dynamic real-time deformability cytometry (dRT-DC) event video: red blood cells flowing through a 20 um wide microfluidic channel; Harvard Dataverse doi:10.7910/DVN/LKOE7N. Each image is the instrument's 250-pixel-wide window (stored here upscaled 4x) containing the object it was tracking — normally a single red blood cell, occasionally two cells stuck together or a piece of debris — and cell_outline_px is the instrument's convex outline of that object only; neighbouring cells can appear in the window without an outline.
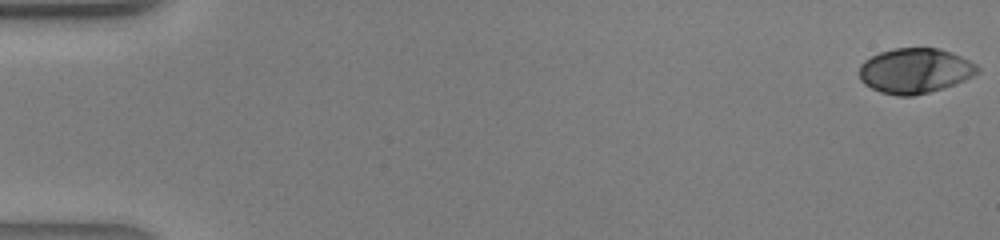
{"species": "human", "species_latin": "Homo sapiens", "temperature_condition": "warm", "stored_images_in_passage": 42, "camera_frame_rate_fps": 3000, "um_per_image_px": 0.085, "donor": {"sex": "male"}, "frame": {"image": 1, "passage_image": 1, "time_ms": 0.0, "image_size_px": [1000, 240], "cell_outline_px": [[980, 72], [964, 80], [944, 88], [912, 96], [896, 96], [880, 92], [864, 84], [860, 80], [860, 64], [864, 60], [880, 52], [892, 48], [936, 48], [960, 56], [976, 64], [980, 68]], "centroid_in_image_um": [77.75, 6.02], "position_along_channel_um": 7.2, "area_um2": 30.98}}
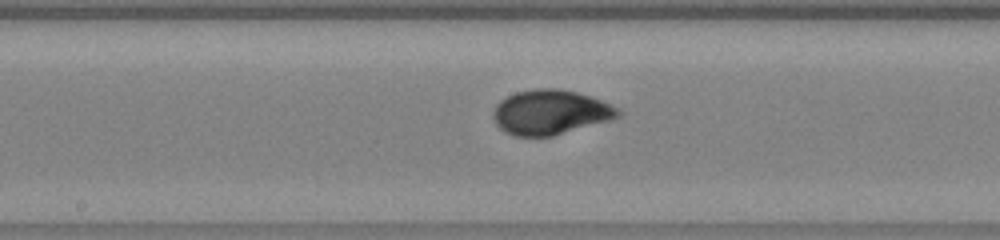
{"frame": {"image": 2, "passage_image": 23, "time_ms": 7.333, "image_size_px": [1000, 240], "cell_outline_px": [[624, 112], [620, 116], [608, 120], [552, 136], [516, 136], [504, 132], [496, 124], [492, 116], [492, 112], [496, 104], [500, 100], [516, 92], [536, 88], [556, 88], [576, 92], [600, 100], [620, 108]], "centroid_in_image_um": [46.76, 9.54], "position_along_channel_um": 201.4, "area_um2": 32.43}}
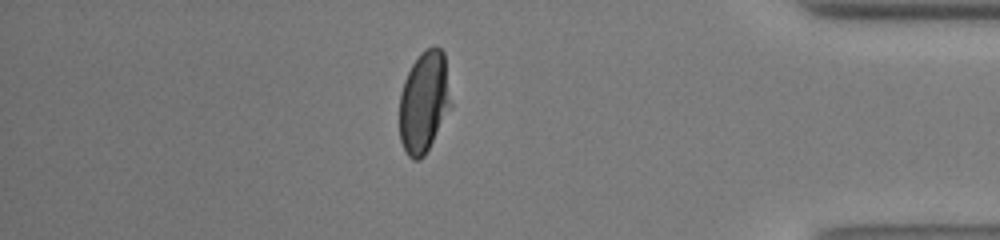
{"frame": {"image": 3, "passage_image": 37, "time_ms": 12.0, "image_size_px": [1000, 240], "cell_outline_px": [[452, 108], [424, 156], [420, 160], [412, 160], [408, 156], [400, 140], [400, 92], [404, 80], [412, 64], [420, 52], [436, 44], [444, 52], [452, 104]], "centroid_in_image_um": [36.06, 8.66], "position_along_channel_um": 399.1, "area_um2": 30.81}}